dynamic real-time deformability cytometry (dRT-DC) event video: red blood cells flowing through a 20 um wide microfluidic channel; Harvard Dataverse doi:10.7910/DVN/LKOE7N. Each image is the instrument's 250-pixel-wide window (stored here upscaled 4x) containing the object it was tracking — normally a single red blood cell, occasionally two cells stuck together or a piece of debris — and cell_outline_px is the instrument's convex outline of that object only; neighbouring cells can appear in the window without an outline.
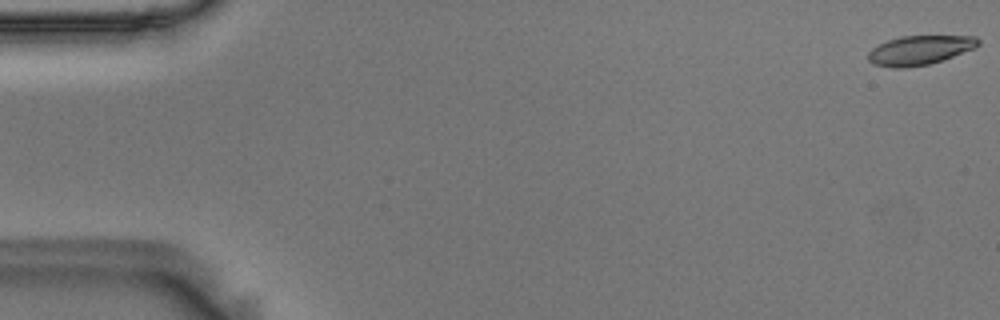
{"species": "Egyptian fruit bat (a non-hibernating species)", "species_latin": "Rousettus aegyptiacus", "temperature_condition": "room temperature", "stored_images_in_passage": 56, "camera_frame_rate_fps": 3000, "um_per_image_px": 0.085, "animal": {"sex": "male"}, "frame": {"image": 1, "passage_image": 1, "time_ms": 0.0, "image_size_px": [1000, 320], "cell_outline_px": [[980, 44], [976, 48], [928, 64], [904, 68], [892, 68], [872, 64], [868, 60], [868, 52], [872, 48], [888, 40], [900, 36], [976, 36], [980, 40]], "centroid_in_image_um": [78.16, 4.26], "position_along_channel_um": 6.8, "area_um2": 18.73}}
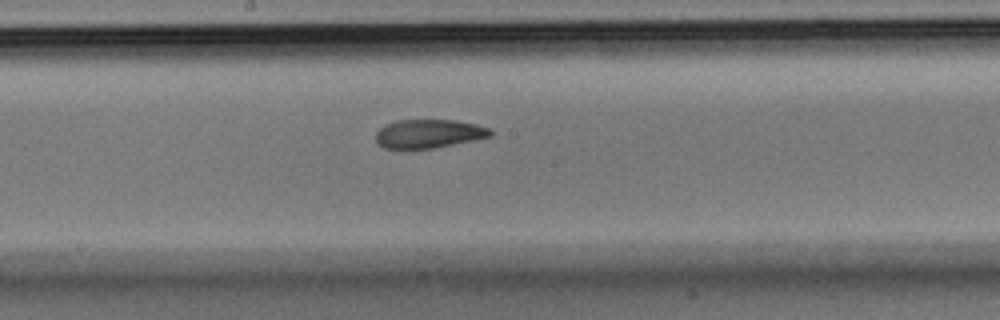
{"frame": {"image": 2, "passage_image": 30, "time_ms": 9.667, "image_size_px": [1000, 320], "cell_outline_px": [[492, 136], [432, 148], [404, 152], [384, 148], [376, 144], [376, 132], [380, 128], [396, 120], [456, 120], [476, 124], [488, 128], [492, 132]], "centroid_in_image_um": [36.35, 11.4], "position_along_channel_um": 211.8, "area_um2": 19.59}}
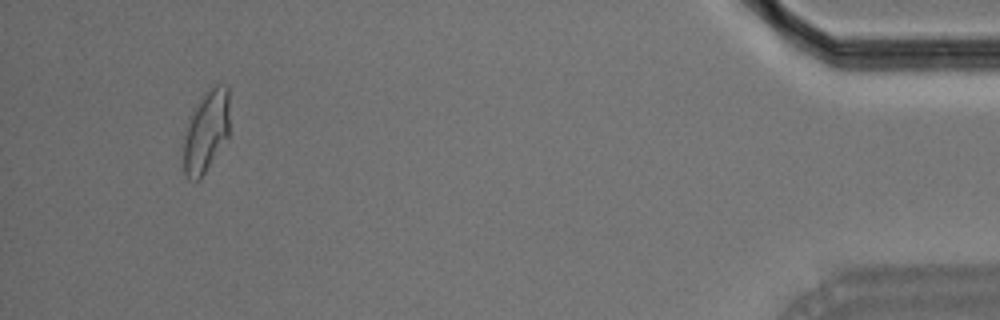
{"frame": {"image": 3, "passage_image": 53, "time_ms": 17.333, "image_size_px": [1000, 320], "cell_outline_px": [[228, 136], [200, 180], [188, 180], [184, 176], [180, 144], [188, 116], [204, 92], [216, 84], [228, 84]], "centroid_in_image_um": [17.43, 11.2], "position_along_channel_um": 417.8, "area_um2": 22.89}, "authors_computed_cell_mechanics": {"area_um2": 20.23, "velocity_mm_per_s": 3.6085, "shape_relaxation_time_tau1_ms": 5.703, "shape_relaxation_time_tau2_ms": 2.4391, "deformation_change_tau1": 0.1843, "deformation_change_tau2": 0.0842}}